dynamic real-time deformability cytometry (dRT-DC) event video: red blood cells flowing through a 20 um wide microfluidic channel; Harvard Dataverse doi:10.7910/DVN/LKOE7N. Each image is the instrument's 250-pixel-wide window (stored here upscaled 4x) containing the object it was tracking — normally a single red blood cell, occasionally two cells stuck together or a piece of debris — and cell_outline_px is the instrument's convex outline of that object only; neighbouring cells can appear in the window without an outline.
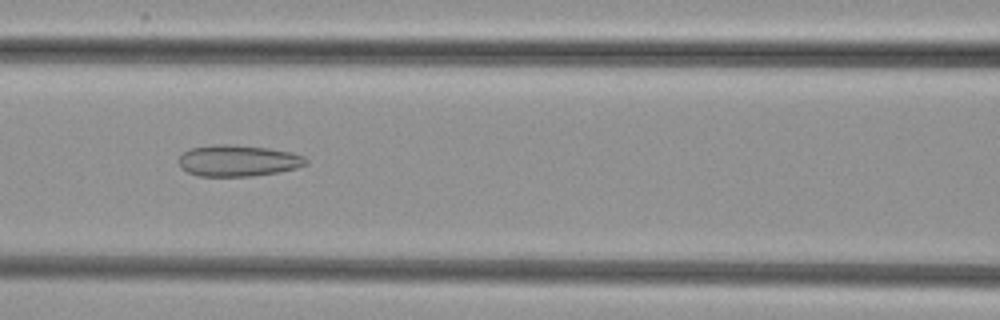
{"species": "common noctule bat (a hibernating species)", "species_latin": "Nyctalus noctula", "temperature_condition": "cold", "stored_images_in_passage": 50, "camera_frame_rate_fps": 3000, "um_per_image_px": 0.085, "animal": {"sex": "female", "body_mass_g": 29.2, "forearm_length_mm": 56.3}, "frame": {"image": 1, "passage_image": 24, "time_ms": 7.667, "image_size_px": [1000, 320], "cell_outline_px": [[308, 164], [296, 168], [276, 172], [252, 176], [196, 176], [180, 168], [176, 160], [184, 152], [192, 148], [216, 144], [228, 144], [268, 148], [292, 152], [304, 156], [308, 160]], "centroid_in_image_um": [20.21, 13.66], "position_along_channel_um": 146.4, "area_um2": 23.35}}
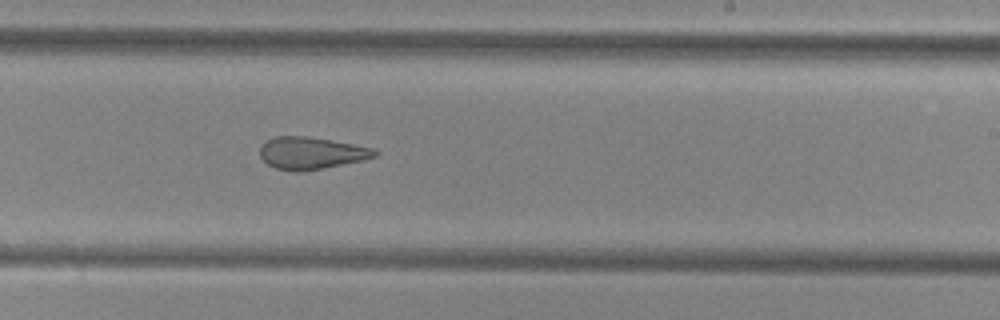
{"frame": {"image": 2, "passage_image": 33, "time_ms": 10.667, "image_size_px": [1000, 320], "cell_outline_px": [[380, 152], [376, 156], [364, 160], [304, 172], [292, 172], [276, 168], [268, 164], [260, 156], [260, 148], [264, 140], [276, 136], [304, 136], [376, 148]], "centroid_in_image_um": [26.46, 13.02], "position_along_channel_um": 262.5, "area_um2": 21.68}}
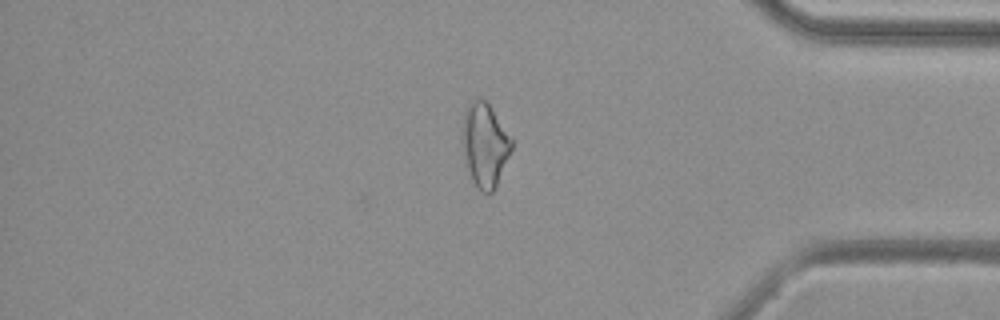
{"frame": {"image": 3, "passage_image": 45, "time_ms": 14.667, "image_size_px": [1000, 320], "cell_outline_px": [[512, 148], [496, 188], [492, 192], [484, 192], [476, 188], [464, 164], [460, 140], [460, 132], [464, 112], [468, 104], [472, 100], [480, 96], [492, 108], [512, 140]], "centroid_in_image_um": [41.15, 12.32], "position_along_channel_um": 394.1, "area_um2": 24.62}}